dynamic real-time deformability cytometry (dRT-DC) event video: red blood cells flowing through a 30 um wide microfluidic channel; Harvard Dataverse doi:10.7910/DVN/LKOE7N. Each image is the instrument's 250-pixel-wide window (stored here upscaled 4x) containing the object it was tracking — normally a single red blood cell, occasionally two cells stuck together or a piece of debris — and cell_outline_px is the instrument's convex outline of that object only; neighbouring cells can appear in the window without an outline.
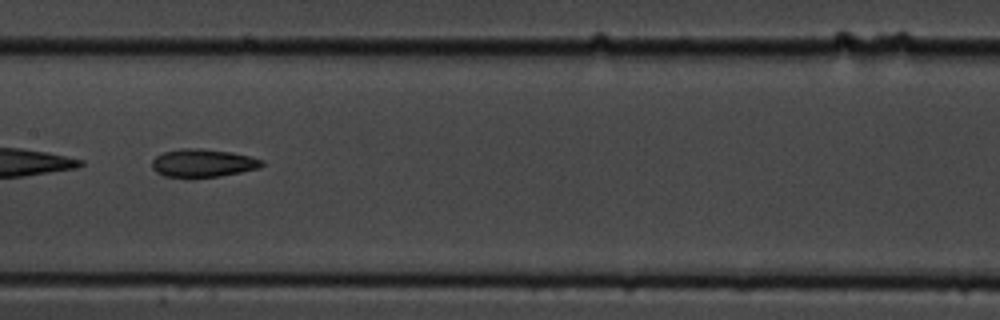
{"species": "common noctule bat (a hibernating species)", "species_latin": "Nyctalus noctula", "temperature_condition": "cold", "stored_images_in_passage": 44, "camera_frame_rate_fps": 3000, "um_per_image_px": 0.085, "animal": {"sex": "male", "body_mass_g": 19.5, "forearm_length_mm": 54.6}, "frame": {"image": 1, "passage_image": 18, "time_ms": 5.667, "image_size_px": [1000, 320], "cell_outline_px": [[264, 164], [260, 168], [220, 176], [164, 176], [156, 172], [152, 168], [152, 160], [156, 156], [164, 152], [180, 148], [200, 148], [232, 152], [264, 160]], "centroid_in_image_um": [17.25, 13.84], "position_along_channel_um": 190.1, "area_um2": 17.74}}
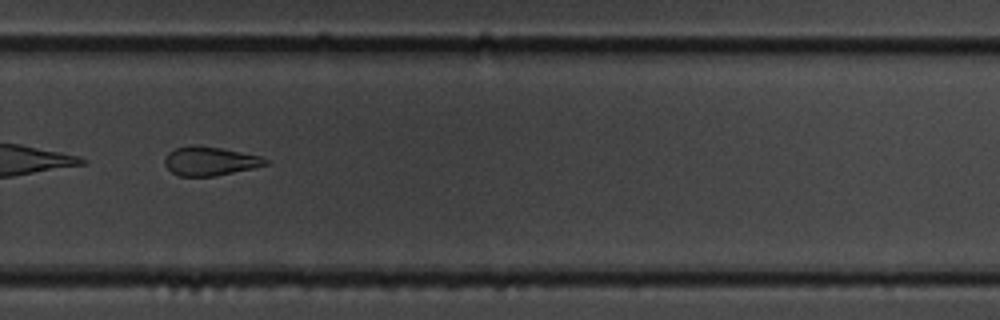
{"frame": {"image": 2, "passage_image": 28, "time_ms": 9.0, "image_size_px": [1000, 320], "cell_outline_px": [[268, 164], [252, 168], [216, 176], [180, 176], [172, 172], [164, 164], [164, 160], [168, 152], [176, 148], [196, 144], [220, 148], [260, 156], [268, 160]], "centroid_in_image_um": [17.82, 13.69], "position_along_channel_um": 312.0, "area_um2": 16.82}}
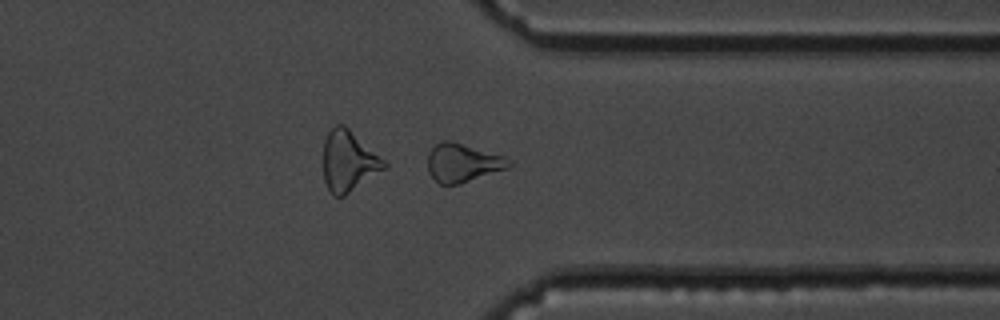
{"frame": {"image": 3, "passage_image": 33, "time_ms": 10.667, "image_size_px": [1000, 320], "cell_outline_px": [[512, 164], [508, 168], [460, 184], [440, 184], [428, 172], [428, 152], [440, 140], [448, 140], [504, 156]], "centroid_in_image_um": [39.31, 13.84], "position_along_channel_um": 372.1, "area_um2": 17.98}, "authors_computed_cell_mechanics": {"area_um2": 18.5538, "velocity_mm_per_s": 3.6741, "shape_relaxation_time_tau1_ms": null, "shape_relaxation_time_tau2_ms": 5.6512, "deformation_change_tau1": null, "deformation_change_tau2": 0.135}}